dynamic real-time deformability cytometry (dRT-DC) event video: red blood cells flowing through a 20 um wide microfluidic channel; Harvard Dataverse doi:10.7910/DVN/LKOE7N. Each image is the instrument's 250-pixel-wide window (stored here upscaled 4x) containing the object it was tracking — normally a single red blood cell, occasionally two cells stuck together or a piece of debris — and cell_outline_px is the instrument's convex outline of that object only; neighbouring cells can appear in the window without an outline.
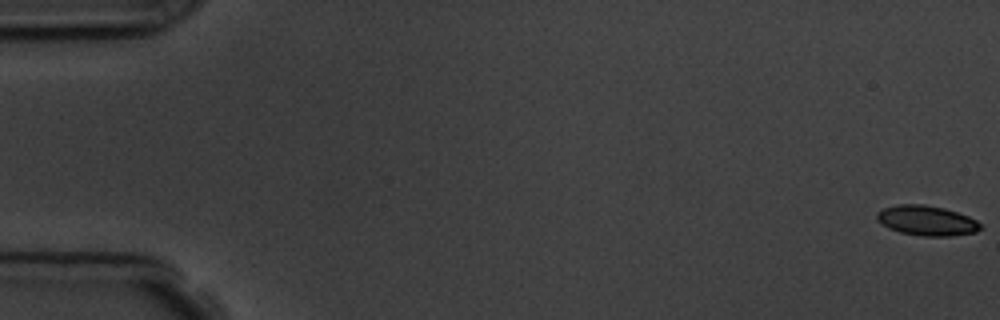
{"species": "common noctule bat (a hibernating species)", "species_latin": "Nyctalus noctula", "temperature_condition": "room temperature", "stored_images_in_passage": 7, "camera_frame_rate_fps": 3000, "um_per_image_px": 0.085, "animal": {"sex": "male", "body_mass_g": 19.5, "forearm_length_mm": 54.6}, "frame": {"image": 1, "passage_image": 1, "time_ms": 0.0, "image_size_px": [1000, 320], "cell_outline_px": [[980, 228], [976, 232], [952, 236], [924, 236], [900, 232], [888, 228], [880, 224], [876, 220], [876, 212], [884, 208], [896, 204], [924, 204], [944, 208], [968, 216], [976, 220], [980, 224]], "centroid_in_image_um": [78.72, 18.74], "position_along_channel_um": 6.3, "area_um2": 18.15}}
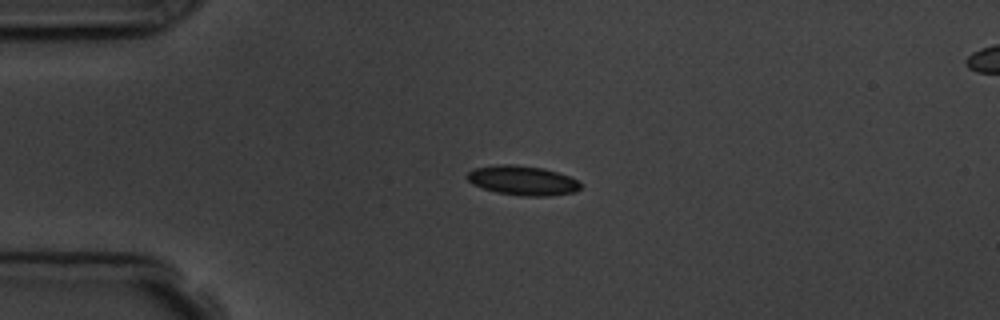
{"frame": {"image": 2, "passage_image": 5, "time_ms": 4.333, "image_size_px": [1000, 320], "cell_outline_px": [[580, 188], [576, 192], [548, 196], [524, 196], [496, 192], [472, 184], [464, 176], [468, 172], [476, 168], [500, 164], [512, 164], [544, 168], [568, 176], [576, 180], [580, 184]], "centroid_in_image_um": [44.4, 15.34], "position_along_channel_um": 40.6, "area_um2": 19.36}}